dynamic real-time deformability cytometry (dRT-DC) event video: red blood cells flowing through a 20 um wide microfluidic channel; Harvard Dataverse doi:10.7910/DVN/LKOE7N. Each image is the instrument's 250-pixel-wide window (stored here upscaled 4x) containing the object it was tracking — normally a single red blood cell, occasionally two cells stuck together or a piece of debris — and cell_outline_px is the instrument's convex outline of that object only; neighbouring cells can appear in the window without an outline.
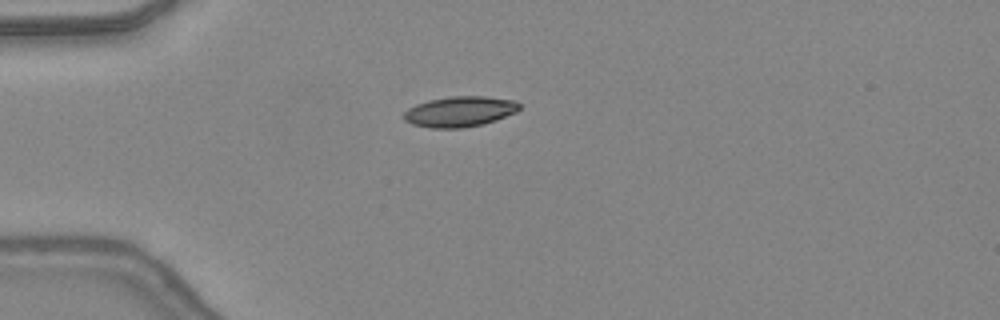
{"species": "common noctule bat (a hibernating species)", "species_latin": "Nyctalus noctula", "temperature_condition": "warm", "stored_images_in_passage": 28, "camera_frame_rate_fps": 3000, "um_per_image_px": 0.085, "animal": {"sex": "female", "body_mass_g": 24.6, "forearm_length_mm": 56.2}, "frame": {"image": 1, "passage_image": 3, "time_ms": 0.667, "image_size_px": [1000, 320], "cell_outline_px": [[520, 108], [516, 112], [496, 120], [480, 124], [460, 128], [432, 128], [412, 124], [404, 120], [404, 112], [408, 108], [416, 104], [428, 100], [448, 96], [484, 96], [516, 100], [520, 104]], "centroid_in_image_um": [39.08, 9.47], "position_along_channel_um": 45.9, "area_um2": 20.52}}
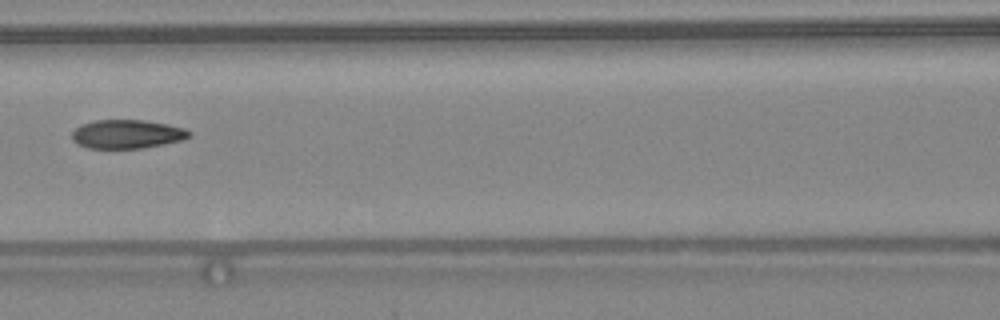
{"frame": {"image": 2, "passage_image": 12, "time_ms": 3.667, "image_size_px": [1000, 320], "cell_outline_px": [[192, 132], [188, 136], [180, 140], [164, 144], [140, 148], [88, 148], [76, 144], [72, 140], [72, 132], [80, 124], [96, 120], [144, 120], [168, 124], [184, 128]], "centroid_in_image_um": [10.75, 11.39], "position_along_channel_um": 155.8, "area_um2": 19.59}}
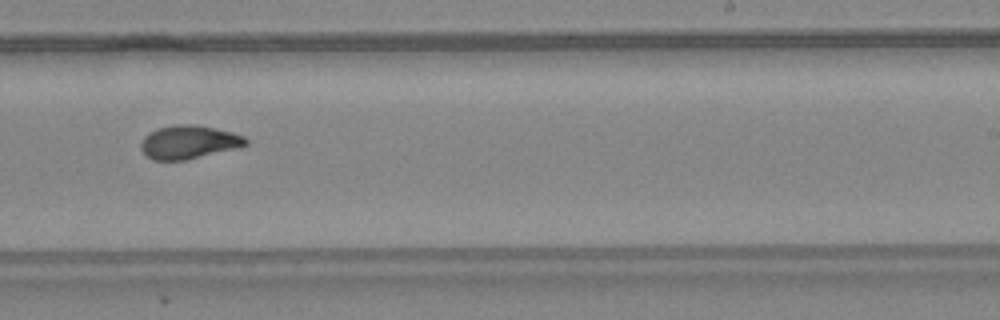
{"frame": {"image": 3, "passage_image": 20, "time_ms": 6.333, "image_size_px": [1000, 320], "cell_outline_px": [[248, 144], [240, 148], [188, 160], [152, 160], [140, 148], [140, 144], [144, 136], [148, 132], [160, 128], [176, 124], [196, 124], [232, 132], [244, 136], [248, 140]], "centroid_in_image_um": [16.08, 12.09], "position_along_channel_um": 272.9, "area_um2": 20.69}, "authors_computed_cell_mechanics": {"area_um2": 20.3456, "velocity_mm_per_s": 4.4071, "shape_relaxation_time_tau1_ms": 7.8118, "shape_relaxation_time_tau2_ms": 1.1873, "deformation_change_tau1": 0.2406, "deformation_change_tau2": 0.0626}}